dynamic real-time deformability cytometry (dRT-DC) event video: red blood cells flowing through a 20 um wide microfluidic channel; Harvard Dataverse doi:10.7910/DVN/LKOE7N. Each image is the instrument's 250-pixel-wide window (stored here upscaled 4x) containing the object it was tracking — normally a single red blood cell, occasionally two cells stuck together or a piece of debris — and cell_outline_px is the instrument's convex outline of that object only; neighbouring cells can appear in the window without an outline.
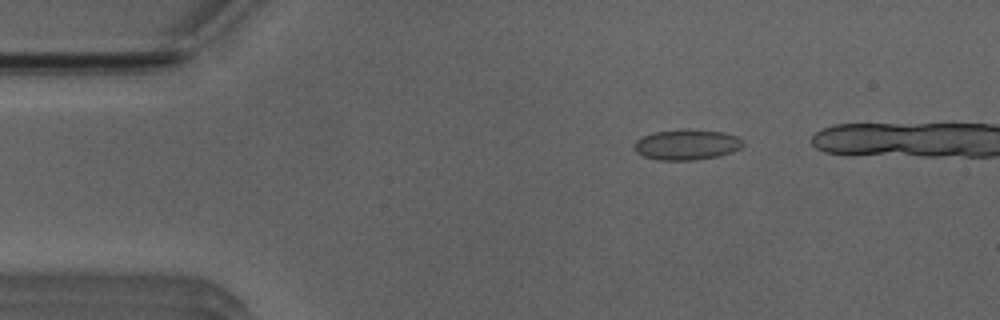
{"species": "Egyptian fruit bat (a non-hibernating species)", "species_latin": "Rousettus aegyptiacus", "temperature_condition": "room temperature", "stored_images_in_passage": 35, "camera_frame_rate_fps": 3000, "um_per_image_px": 0.085, "animal": {"sex": "male"}, "frame": {"image": 1, "passage_image": 1, "time_ms": 0.0, "image_size_px": [1000, 320], "cell_outline_px": [[744, 144], [740, 148], [716, 156], [692, 160], [660, 160], [644, 156], [636, 152], [632, 148], [636, 140], [644, 136], [656, 132], [688, 128], [724, 132], [740, 136], [744, 140]], "centroid_in_image_um": [58.38, 12.27], "position_along_channel_um": 26.6, "area_um2": 19.36}}
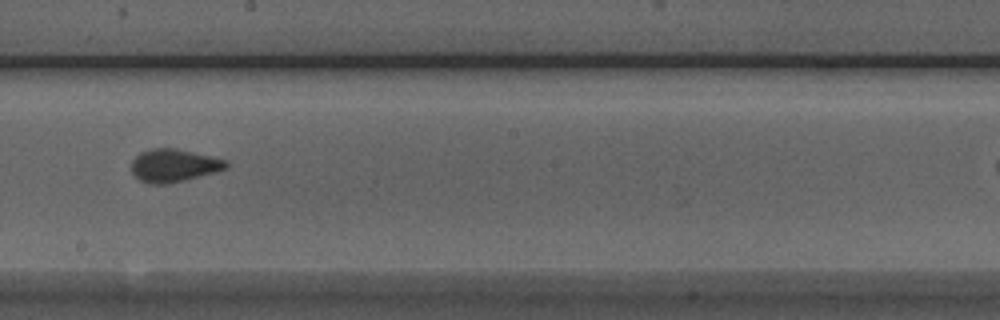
{"frame": {"image": 2, "passage_image": 21, "time_ms": 6.667, "image_size_px": [1000, 320], "cell_outline_px": [[228, 168], [216, 172], [168, 184], [148, 184], [140, 180], [132, 172], [132, 160], [140, 152], [152, 148], [176, 148], [228, 160]], "centroid_in_image_um": [14.79, 14.06], "position_along_channel_um": 233.4, "area_um2": 18.21}}
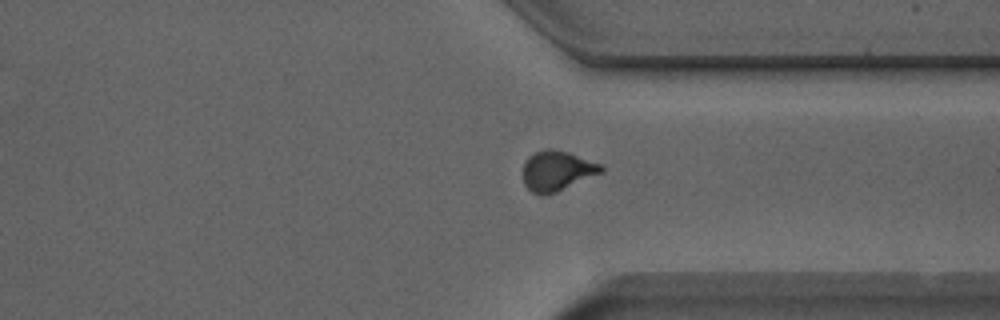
{"frame": {"image": 3, "passage_image": 31, "time_ms": 10.0, "image_size_px": [1000, 320], "cell_outline_px": [[604, 172], [556, 192], [540, 196], [532, 192], [524, 184], [524, 164], [528, 156], [536, 152], [548, 148], [552, 148], [568, 152], [604, 164]], "centroid_in_image_um": [47.39, 14.51], "position_along_channel_um": 364.0, "area_um2": 18.38}}